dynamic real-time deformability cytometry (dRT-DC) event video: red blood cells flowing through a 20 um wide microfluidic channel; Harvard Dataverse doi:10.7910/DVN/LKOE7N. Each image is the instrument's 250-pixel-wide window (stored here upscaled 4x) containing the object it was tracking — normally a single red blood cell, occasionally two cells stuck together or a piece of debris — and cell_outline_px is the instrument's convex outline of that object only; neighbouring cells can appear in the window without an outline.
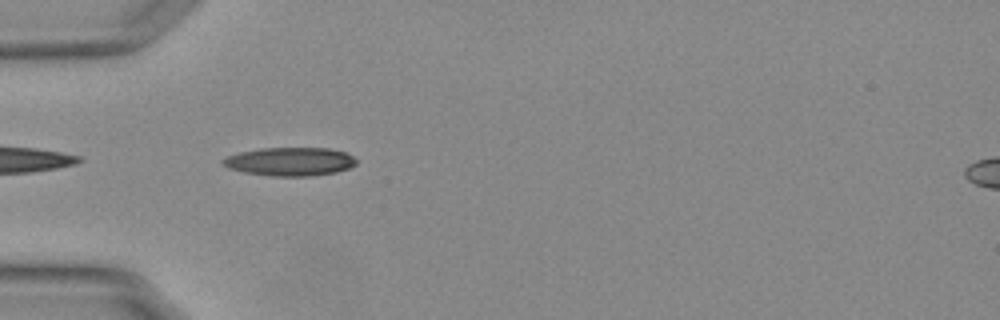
{"species": "Egyptian fruit bat (a non-hibernating species)", "species_latin": "Rousettus aegyptiacus", "temperature_condition": "warm", "stored_images_in_passage": 16, "camera_frame_rate_fps": 3000, "um_per_image_px": 0.085, "animal": {"sex": "female"}, "frame": {"image": 1, "passage_image": 3, "time_ms": 0.667, "image_size_px": [1000, 320], "cell_outline_px": [[356, 164], [352, 168], [336, 172], [312, 176], [272, 176], [244, 172], [228, 168], [220, 160], [228, 156], [240, 152], [264, 148], [328, 148], [344, 152], [352, 156], [356, 160]], "centroid_in_image_um": [24.67, 13.74], "position_along_channel_um": 60.3, "area_um2": 22.08}}
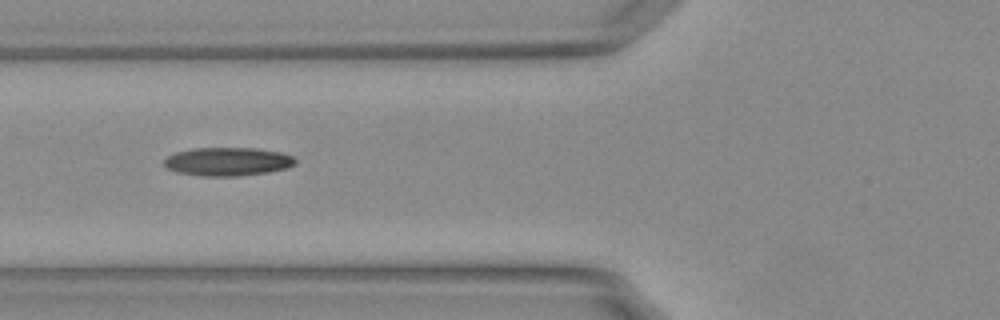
{"frame": {"image": 2, "passage_image": 7, "time_ms": 2.0, "image_size_px": [1000, 320], "cell_outline_px": [[296, 164], [288, 168], [268, 172], [240, 176], [200, 176], [176, 172], [168, 168], [164, 164], [164, 160], [168, 156], [176, 152], [192, 148], [256, 148], [280, 152], [292, 156], [296, 160]], "centroid_in_image_um": [19.36, 13.74], "position_along_channel_um": 106.4, "area_um2": 21.85}}